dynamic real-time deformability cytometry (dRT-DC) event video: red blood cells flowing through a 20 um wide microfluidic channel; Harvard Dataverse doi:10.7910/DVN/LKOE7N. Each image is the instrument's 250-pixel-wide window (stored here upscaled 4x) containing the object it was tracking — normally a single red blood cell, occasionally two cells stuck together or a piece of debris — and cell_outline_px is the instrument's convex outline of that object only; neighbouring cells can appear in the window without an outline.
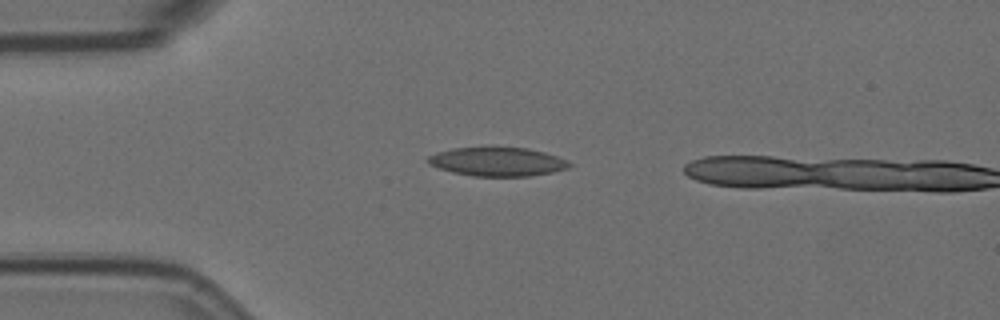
{"species": "Egyptian fruit bat (a non-hibernating species)", "species_latin": "Rousettus aegyptiacus", "temperature_condition": "room temperature", "stored_images_in_passage": 3, "camera_frame_rate_fps": 3000, "um_per_image_px": 0.085, "animal": {"sex": "female"}, "frame": {"image": 1, "passage_image": 2, "time_ms": 0.333, "image_size_px": [1000, 320], "cell_outline_px": [[572, 164], [568, 168], [552, 172], [532, 176], [472, 176], [452, 172], [428, 164], [424, 160], [428, 156], [436, 152], [452, 148], [528, 148], [544, 152], [568, 160]], "centroid_in_image_um": [42.26, 13.75], "position_along_channel_um": 42.7, "area_um2": 23.7}}